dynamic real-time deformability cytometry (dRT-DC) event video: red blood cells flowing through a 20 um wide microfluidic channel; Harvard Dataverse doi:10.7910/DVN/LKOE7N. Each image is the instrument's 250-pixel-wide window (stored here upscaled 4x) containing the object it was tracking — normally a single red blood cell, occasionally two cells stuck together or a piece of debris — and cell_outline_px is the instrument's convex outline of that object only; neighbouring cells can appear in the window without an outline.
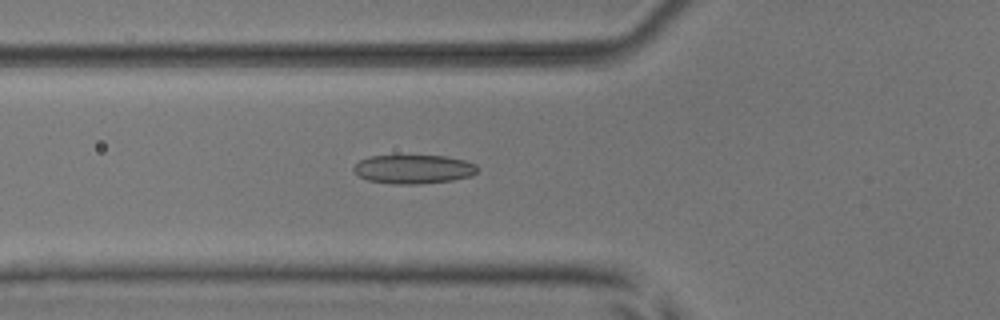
{"species": "common noctule bat (a hibernating species)", "species_latin": "Nyctalus noctula", "temperature_condition": "room temperature", "stored_images_in_passage": 29, "camera_frame_rate_fps": 3000, "um_per_image_px": 0.085, "animal": {"sex": "male", "body_mass_g": 17.9, "forearm_length_mm": 54.2}, "frame": {"image": 1, "passage_image": 5, "time_ms": 1.333, "image_size_px": [1000, 320], "cell_outline_px": [[480, 168], [472, 176], [452, 180], [416, 184], [396, 184], [368, 180], [360, 176], [352, 168], [360, 160], [368, 156], [444, 156], [464, 160], [476, 164]], "centroid_in_image_um": [35.18, 14.38], "position_along_channel_um": 90.6, "area_um2": 20.69}}
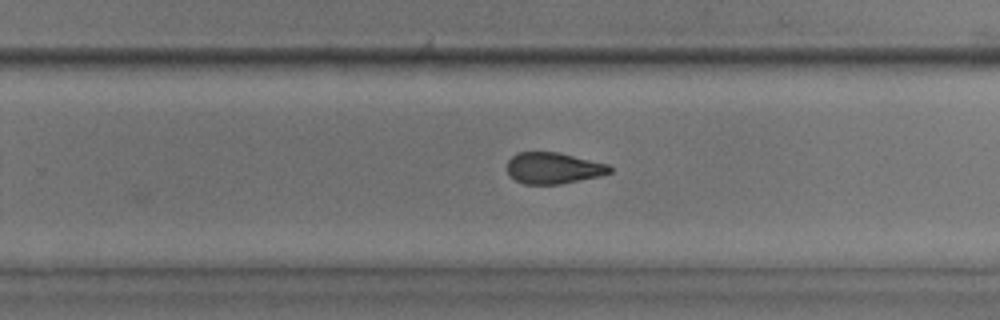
{"frame": {"image": 2, "passage_image": 20, "time_ms": 6.333, "image_size_px": [1000, 320], "cell_outline_px": [[612, 172], [600, 176], [560, 184], [524, 184], [508, 176], [508, 160], [516, 152], [556, 152], [608, 164], [612, 168]], "centroid_in_image_um": [47.02, 14.29], "position_along_channel_um": 282.8, "area_um2": 18.67}}
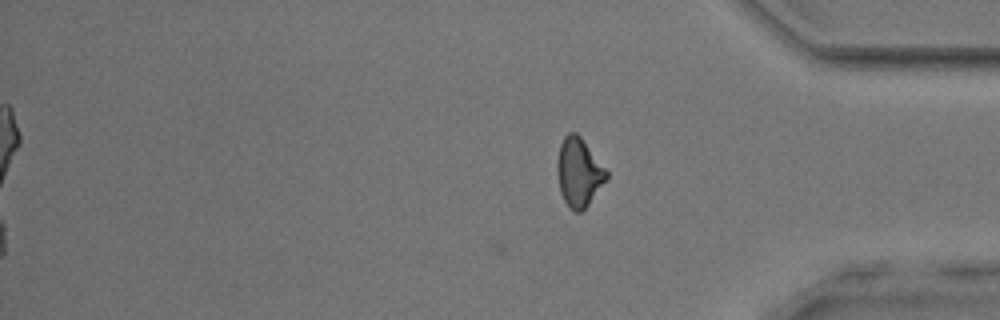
{"frame": {"image": 3, "passage_image": 29, "time_ms": 9.333, "image_size_px": [1000, 320], "cell_outline_px": [[608, 176], [588, 204], [580, 212], [576, 212], [564, 200], [560, 192], [556, 172], [556, 160], [560, 144], [564, 136], [568, 132], [576, 132], [580, 136], [608, 172]], "centroid_in_image_um": [49.16, 14.61], "position_along_channel_um": 386.0, "area_um2": 19.42}, "authors_computed_cell_mechanics": {"area_um2": 19.7676, "velocity_mm_per_s": 3.8498, "shape_relaxation_time_tau1_ms": 4.5879, "shape_relaxation_time_tau2_ms": 1.8892, "deformation_change_tau1": 0.1163, "deformation_change_tau2": 0.1009}}